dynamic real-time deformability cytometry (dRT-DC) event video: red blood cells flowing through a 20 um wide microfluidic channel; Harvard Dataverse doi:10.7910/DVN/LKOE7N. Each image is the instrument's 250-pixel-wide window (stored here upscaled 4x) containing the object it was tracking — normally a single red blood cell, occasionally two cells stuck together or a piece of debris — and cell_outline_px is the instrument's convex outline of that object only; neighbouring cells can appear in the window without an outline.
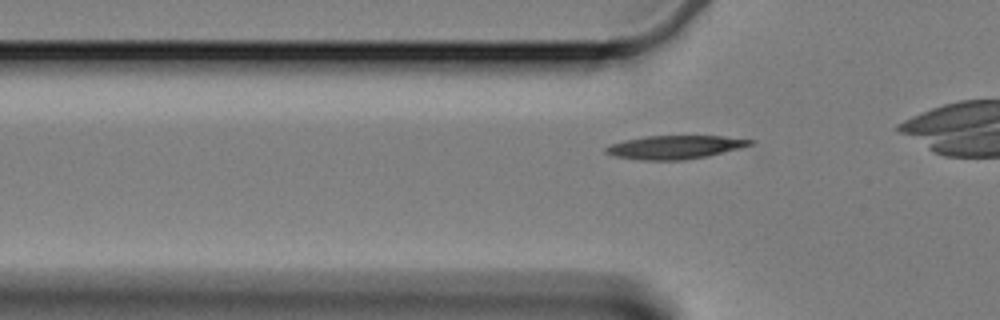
{"species": "Egyptian fruit bat (a non-hibernating species)", "species_latin": "Rousettus aegyptiacus", "temperature_condition": "cold", "stored_images_in_passage": 44, "camera_frame_rate_fps": 3000, "um_per_image_px": 0.085, "animal": {"sex": "female"}, "frame": {"image": 1, "passage_image": 15, "time_ms": 4.667, "image_size_px": [1000, 320], "cell_outline_px": [[756, 140], [752, 144], [740, 148], [708, 156], [684, 160], [640, 160], [612, 156], [604, 152], [604, 148], [612, 144], [624, 140], [644, 136], [720, 136]], "centroid_in_image_um": [57.34, 12.51], "position_along_channel_um": 68.5, "area_um2": 19.77}}
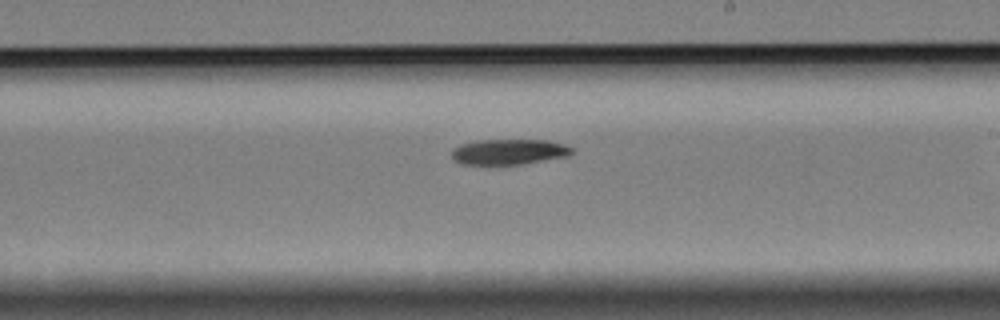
{"frame": {"image": 2, "passage_image": 31, "time_ms": 10.0, "image_size_px": [1000, 320], "cell_outline_px": [[576, 152], [568, 156], [520, 164], [460, 164], [452, 160], [452, 148], [460, 144], [476, 140], [548, 140], [564, 144], [572, 148]], "centroid_in_image_um": [43.24, 12.9], "position_along_channel_um": 245.8, "area_um2": 17.98}}
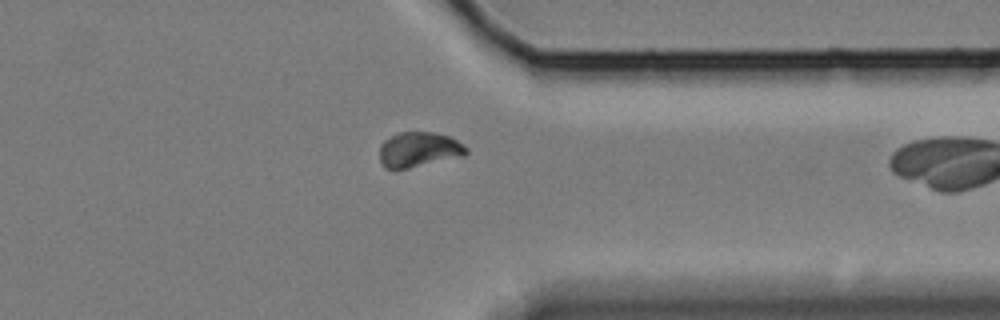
{"frame": {"image": 3, "passage_image": 43, "time_ms": 14.0, "image_size_px": [1000, 320], "cell_outline_px": [[468, 152], [464, 156], [408, 168], [384, 168], [380, 160], [380, 144], [384, 140], [400, 132], [436, 132], [448, 136], [464, 144], [468, 148]], "centroid_in_image_um": [35.62, 12.7], "position_along_channel_um": 375.8, "area_um2": 17.69}}